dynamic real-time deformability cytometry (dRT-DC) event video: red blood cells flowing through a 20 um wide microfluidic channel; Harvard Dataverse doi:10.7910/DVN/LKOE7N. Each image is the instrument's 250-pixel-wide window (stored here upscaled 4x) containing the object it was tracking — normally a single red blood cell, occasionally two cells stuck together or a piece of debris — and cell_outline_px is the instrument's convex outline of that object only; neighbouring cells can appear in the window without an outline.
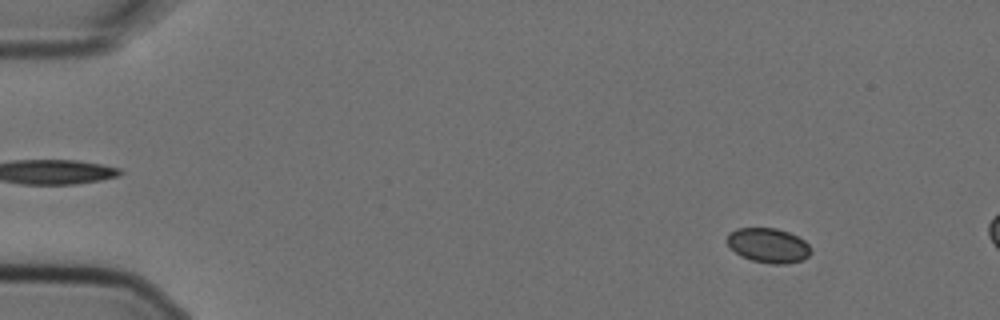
{"species": "Egyptian fruit bat (a non-hibernating species)", "species_latin": "Rousettus aegyptiacus", "temperature_condition": "cold", "stored_images_in_passage": 4, "camera_frame_rate_fps": 3000, "um_per_image_px": 0.085, "animal": {"sex": "female"}, "frame": {"image": 1, "passage_image": 2, "time_ms": 0.333, "image_size_px": [1000, 320], "cell_outline_px": [[812, 252], [804, 260], [784, 264], [772, 264], [752, 260], [740, 256], [728, 244], [728, 232], [736, 228], [776, 228], [788, 232], [804, 240], [808, 244]], "centroid_in_image_um": [65.32, 20.86], "position_along_channel_um": 19.7, "area_um2": 16.88}}